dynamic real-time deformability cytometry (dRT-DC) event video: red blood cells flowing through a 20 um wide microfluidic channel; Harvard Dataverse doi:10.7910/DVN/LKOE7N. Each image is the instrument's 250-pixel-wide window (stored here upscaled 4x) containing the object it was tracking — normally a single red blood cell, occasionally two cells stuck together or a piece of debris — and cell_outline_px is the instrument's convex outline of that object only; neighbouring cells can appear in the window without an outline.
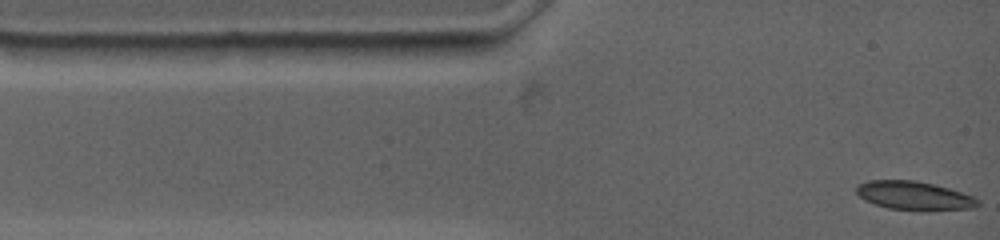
{"species": "common noctule bat (a hibernating species)", "species_latin": "Nyctalus noctula", "temperature_condition": "warm", "stored_images_in_passage": 57, "camera_frame_rate_fps": 4500, "um_per_image_px": 0.085, "animal": {"sex": "female", "body_mass_g": 19.0, "forearm_length_mm": 53.3}, "frame": {"image": 1, "passage_image": 1, "time_ms": 0.0, "image_size_px": [1000, 240], "cell_outline_px": [[980, 204], [972, 208], [928, 212], [920, 212], [888, 208], [864, 200], [856, 192], [856, 188], [860, 184], [872, 180], [912, 180], [932, 184], [948, 188], [972, 196], [980, 200]], "centroid_in_image_um": [77.74, 16.67], "position_along_channel_um": 7.3, "area_um2": 20.46}}
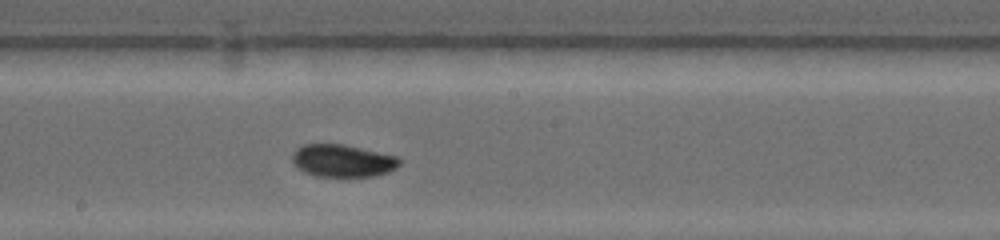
{"frame": {"image": 2, "passage_image": 37, "time_ms": 6.889, "image_size_px": [1000, 240], "cell_outline_px": [[400, 164], [396, 168], [388, 172], [372, 176], [316, 176], [304, 172], [292, 164], [292, 152], [296, 148], [304, 144], [344, 144], [396, 156], [400, 160]], "centroid_in_image_um": [29.08, 13.65], "position_along_channel_um": 219.1, "area_um2": 20.29}}
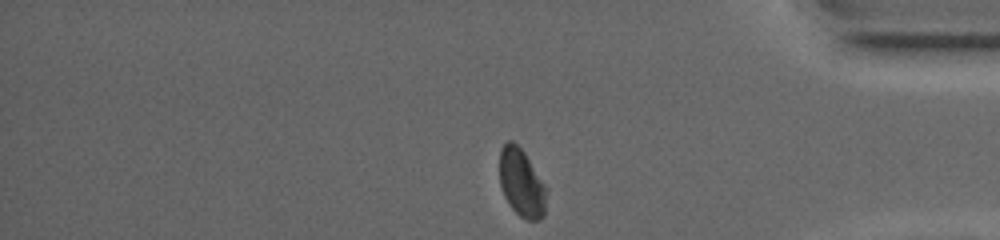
{"frame": {"image": 3, "passage_image": 57, "time_ms": 12.222, "image_size_px": [1000, 240], "cell_outline_px": [[548, 188], [544, 216], [540, 220], [528, 220], [520, 216], [508, 204], [504, 196], [500, 184], [500, 148], [508, 140], [512, 140], [524, 152]], "centroid_in_image_um": [44.35, 15.56], "position_along_channel_um": 390.8, "area_um2": 18.79}}